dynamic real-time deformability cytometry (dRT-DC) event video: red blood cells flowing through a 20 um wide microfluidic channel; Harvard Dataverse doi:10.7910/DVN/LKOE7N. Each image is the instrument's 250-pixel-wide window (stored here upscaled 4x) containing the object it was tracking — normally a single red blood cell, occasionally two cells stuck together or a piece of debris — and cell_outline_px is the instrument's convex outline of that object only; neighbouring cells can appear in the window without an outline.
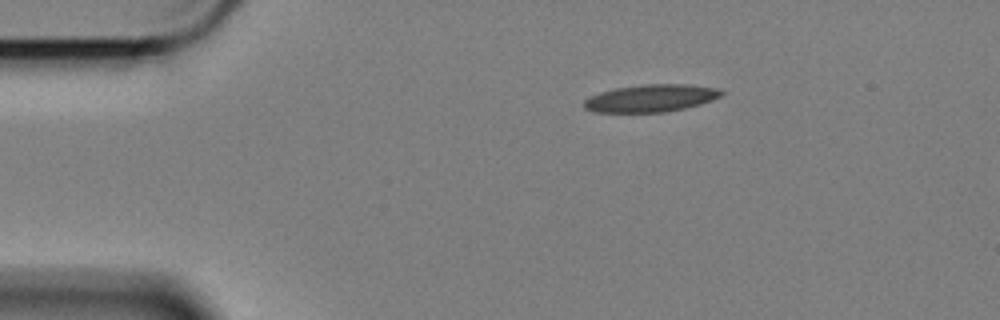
{"species": "Egyptian fruit bat (a non-hibernating species)", "species_latin": "Rousettus aegyptiacus", "temperature_condition": "cold", "stored_images_in_passage": 8, "camera_frame_rate_fps": 3000, "um_per_image_px": 0.085, "animal": {"sex": "female"}, "frame": {"image": 1, "passage_image": 1, "time_ms": 0.0, "image_size_px": [1000, 320], "cell_outline_px": [[724, 92], [720, 96], [712, 100], [700, 104], [684, 108], [664, 112], [592, 112], [584, 108], [584, 100], [588, 96], [600, 92], [616, 88], [640, 84], [688, 84], [720, 88]], "centroid_in_image_um": [55.31, 8.34], "position_along_channel_um": 29.7, "area_um2": 22.08}}